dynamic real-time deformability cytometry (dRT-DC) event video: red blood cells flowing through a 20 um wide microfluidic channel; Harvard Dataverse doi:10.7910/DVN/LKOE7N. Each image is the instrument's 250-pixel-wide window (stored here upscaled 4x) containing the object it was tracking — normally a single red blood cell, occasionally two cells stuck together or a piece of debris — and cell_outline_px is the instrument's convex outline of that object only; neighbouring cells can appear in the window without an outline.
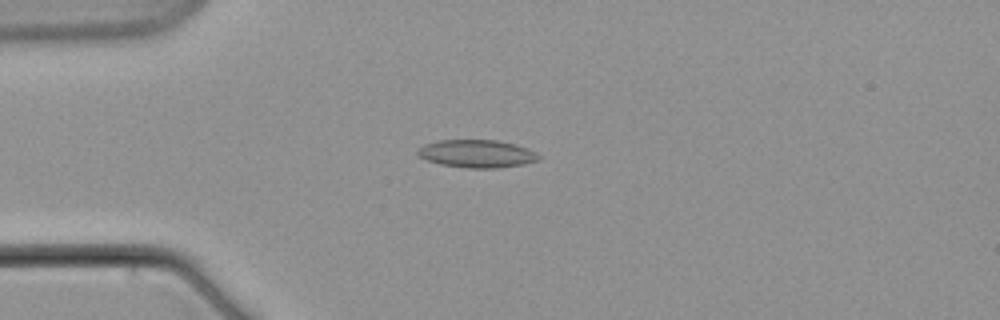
{"species": "common noctule bat (a hibernating species)", "species_latin": "Nyctalus noctula", "temperature_condition": "warm", "stored_images_in_passage": 6, "camera_frame_rate_fps": 3000, "um_per_image_px": 0.085, "animal": {"sex": "male", "body_mass_g": 21.5, "forearm_length_mm": 52.0}, "frame": {"image": 1, "passage_image": 5, "time_ms": 5.0, "image_size_px": [1000, 320], "cell_outline_px": [[540, 160], [524, 164], [496, 168], [468, 168], [440, 164], [428, 160], [420, 156], [416, 152], [416, 148], [424, 144], [436, 140], [496, 140], [528, 148], [536, 152], [540, 156]], "centroid_in_image_um": [40.52, 13.06], "position_along_channel_um": 44.5, "area_um2": 19.65}}